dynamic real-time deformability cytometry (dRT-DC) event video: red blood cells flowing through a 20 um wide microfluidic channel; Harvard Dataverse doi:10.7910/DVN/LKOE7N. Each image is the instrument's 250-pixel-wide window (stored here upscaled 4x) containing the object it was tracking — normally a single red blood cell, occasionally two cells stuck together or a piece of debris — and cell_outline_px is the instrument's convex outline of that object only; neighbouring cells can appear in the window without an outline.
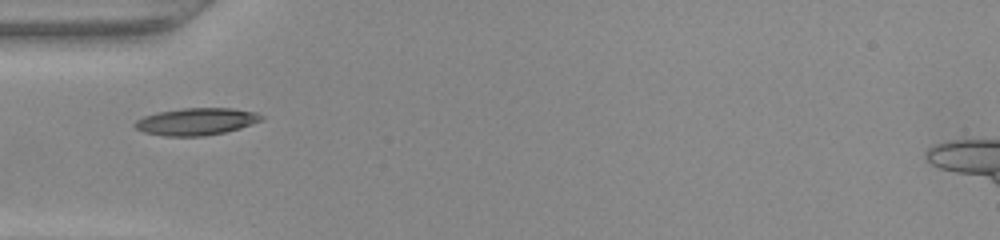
{"species": "common noctule bat (a hibernating species)", "species_latin": "Nyctalus noctula", "temperature_condition": "warm", "stored_images_in_passage": 31, "camera_frame_rate_fps": 3000, "um_per_image_px": 0.085, "animal": {"sex": "female", "body_mass_g": 22.0, "forearm_length_mm": 56.7}, "frame": {"image": 1, "passage_image": 1, "time_ms": 0.0, "image_size_px": [1000, 240], "cell_outline_px": [[264, 120], [240, 128], [224, 132], [204, 136], [164, 136], [144, 132], [136, 128], [132, 124], [136, 120], [144, 116], [156, 112], [184, 108], [232, 108], [256, 112], [264, 116]], "centroid_in_image_um": [16.69, 10.33], "position_along_channel_um": 68.3, "area_um2": 20.11}}
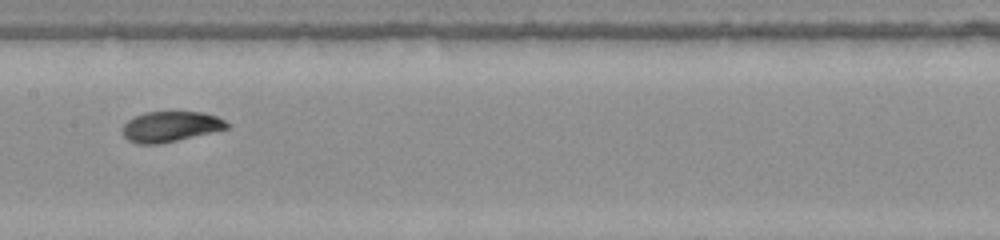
{"frame": {"image": 2, "passage_image": 10, "time_ms": 3.0, "image_size_px": [1000, 240], "cell_outline_px": [[228, 128], [160, 144], [136, 144], [128, 140], [124, 136], [120, 128], [128, 120], [144, 112], [200, 112], [216, 116], [224, 120], [228, 124]], "centroid_in_image_um": [14.43, 10.76], "position_along_channel_um": 193.0, "area_um2": 18.38}}
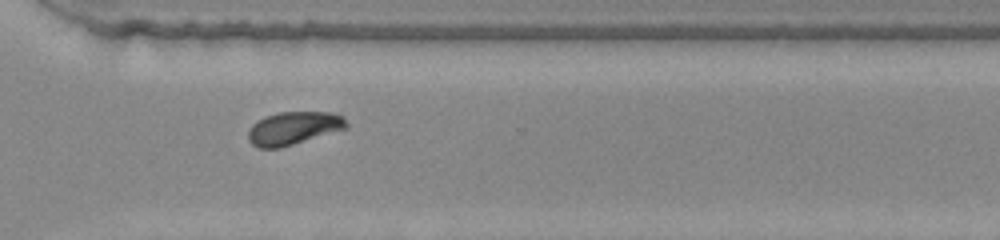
{"frame": {"image": 3, "passage_image": 21, "time_ms": 6.667, "image_size_px": [1000, 240], "cell_outline_px": [[348, 128], [280, 148], [260, 148], [252, 144], [248, 140], [248, 128], [252, 124], [264, 116], [280, 112], [332, 112], [344, 116], [348, 124]], "centroid_in_image_um": [24.95, 10.89], "position_along_channel_um": 345.6, "area_um2": 19.07}}